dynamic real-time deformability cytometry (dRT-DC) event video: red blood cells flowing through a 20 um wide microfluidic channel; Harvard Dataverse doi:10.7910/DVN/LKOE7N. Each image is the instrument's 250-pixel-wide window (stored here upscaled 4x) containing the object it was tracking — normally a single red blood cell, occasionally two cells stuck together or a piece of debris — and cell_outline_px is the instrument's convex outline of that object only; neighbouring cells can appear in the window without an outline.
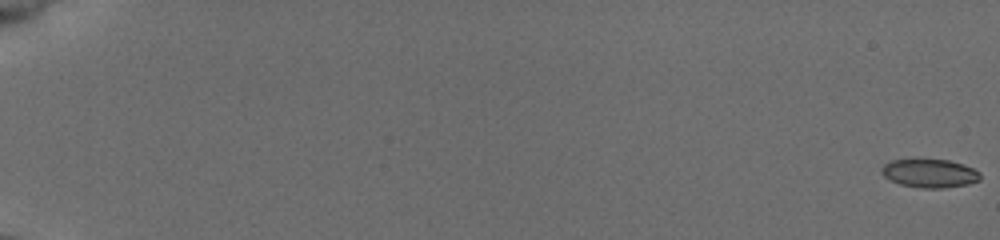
{"species": "common noctule bat (a hibernating species)", "species_latin": "Nyctalus noctula", "temperature_condition": "cold", "stored_images_in_passage": 56, "camera_frame_rate_fps": 3000, "um_per_image_px": 0.085, "animal": {"sex": "female", "body_mass_g": 19.5, "forearm_length_mm": 54.1}, "frame": {"image": 1, "passage_image": 1, "time_ms": 0.0, "image_size_px": [1000, 240], "cell_outline_px": [[980, 180], [968, 184], [944, 188], [920, 188], [900, 184], [888, 180], [880, 172], [880, 168], [884, 164], [892, 160], [916, 156], [948, 160], [972, 168], [980, 172]], "centroid_in_image_um": [78.94, 14.69], "position_along_channel_um": 6.1, "area_um2": 17.11}}
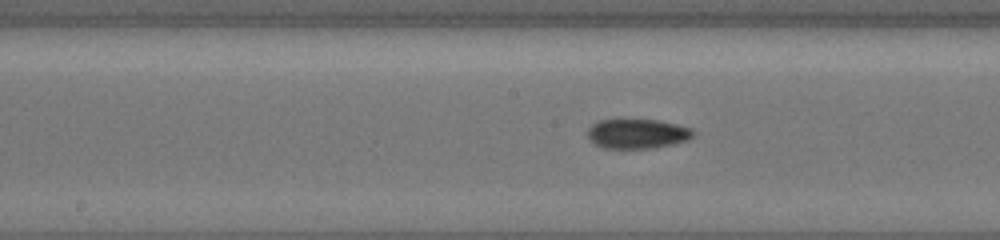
{"frame": {"image": 2, "passage_image": 32, "time_ms": 10.333, "image_size_px": [1000, 240], "cell_outline_px": [[696, 132], [688, 140], [656, 148], [604, 148], [588, 140], [588, 128], [596, 120], [616, 116], [660, 120], [692, 128]], "centroid_in_image_um": [54.12, 11.3], "position_along_channel_um": 194.1, "area_um2": 19.25}}
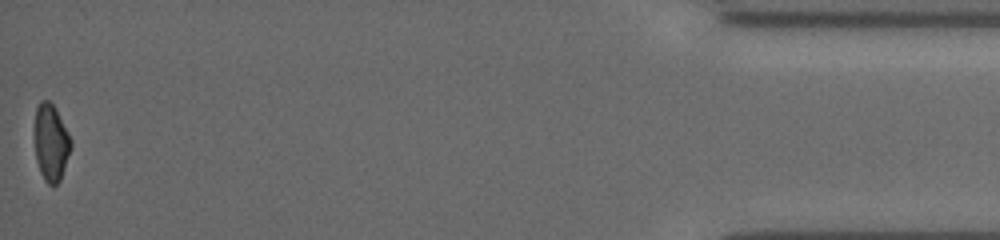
{"frame": {"image": 3, "passage_image": 56, "time_ms": 18.333, "image_size_px": [1000, 240], "cell_outline_px": [[72, 148], [60, 180], [52, 188], [44, 180], [40, 172], [36, 160], [32, 132], [36, 108], [40, 100], [48, 100], [56, 108], [72, 140]], "centroid_in_image_um": [4.3, 12.11], "position_along_channel_um": 430.9, "area_um2": 16.99}, "authors_computed_cell_mechanics": {"area_um2": 17.2533, "velocity_mm_per_s": 3.9263, "shape_relaxation_time_tau1_ms": null, "shape_relaxation_time_tau2_ms": 5.9335, "deformation_change_tau1": null, "deformation_change_tau2": 0.0941}}